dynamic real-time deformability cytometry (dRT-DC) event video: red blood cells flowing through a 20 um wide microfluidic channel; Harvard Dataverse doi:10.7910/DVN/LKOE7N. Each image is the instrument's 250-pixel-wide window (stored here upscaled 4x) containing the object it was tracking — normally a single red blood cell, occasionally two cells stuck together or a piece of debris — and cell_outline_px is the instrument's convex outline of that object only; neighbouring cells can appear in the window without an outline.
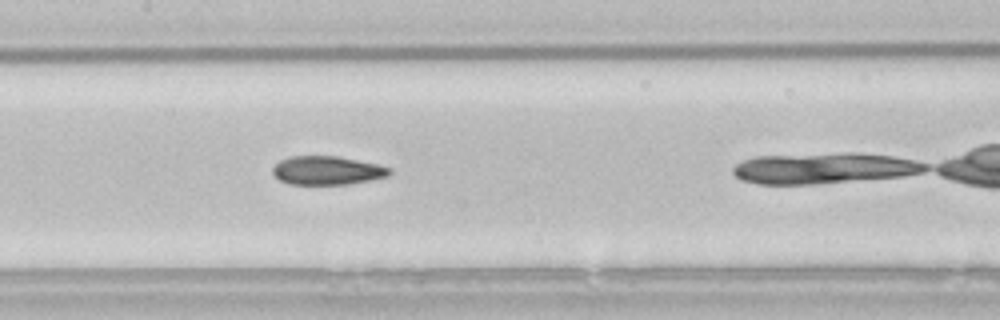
{"species": "common noctule bat (a hibernating species)", "species_latin": "Nyctalus noctula", "temperature_condition": "room temperature", "stored_images_in_passage": 18, "camera_frame_rate_fps": 3000, "um_per_image_px": 0.085, "animal": {"sex": "male", "body_mass_g": 21.5, "forearm_length_mm": 52.0}, "frame": {"image": 1, "passage_image": 11, "time_ms": 3.333, "image_size_px": [1000, 320], "cell_outline_px": [[392, 172], [388, 176], [348, 184], [288, 184], [280, 180], [272, 172], [272, 168], [280, 160], [288, 156], [336, 156], [376, 164], [392, 168]], "centroid_in_image_um": [27.79, 14.48], "position_along_channel_um": 179.6, "area_um2": 19.36}}